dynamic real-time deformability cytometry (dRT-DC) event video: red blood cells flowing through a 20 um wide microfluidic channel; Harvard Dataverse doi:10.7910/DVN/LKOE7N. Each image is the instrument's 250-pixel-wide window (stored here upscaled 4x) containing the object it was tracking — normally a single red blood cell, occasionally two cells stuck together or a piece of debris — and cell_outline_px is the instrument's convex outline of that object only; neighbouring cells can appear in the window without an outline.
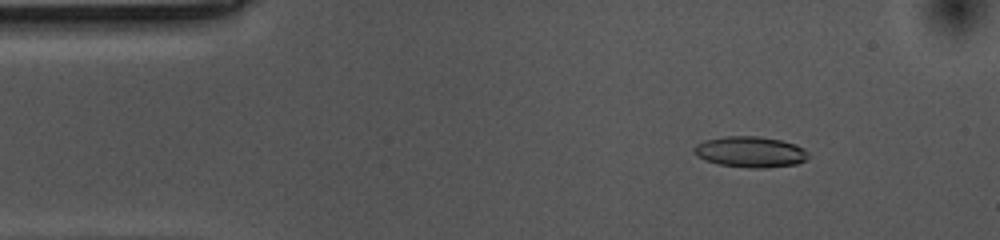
{"species": "common noctule bat (a hibernating species)", "species_latin": "Nyctalus noctula", "temperature_condition": "cold", "stored_images_in_passage": 56, "camera_frame_rate_fps": 3000, "um_per_image_px": 0.085, "animal": {"sex": "female", "body_mass_g": 10.0, "forearm_length_mm": 53.1}, "frame": {"image": 1, "passage_image": 7, "time_ms": 2.0, "image_size_px": [1000, 240], "cell_outline_px": [[808, 156], [804, 160], [796, 164], [764, 168], [748, 168], [720, 164], [704, 160], [696, 156], [692, 152], [692, 148], [696, 144], [704, 140], [724, 136], [760, 136], [780, 140], [796, 144], [804, 148], [808, 152]], "centroid_in_image_um": [63.74, 12.9], "position_along_channel_um": 21.3, "area_um2": 20.75}}
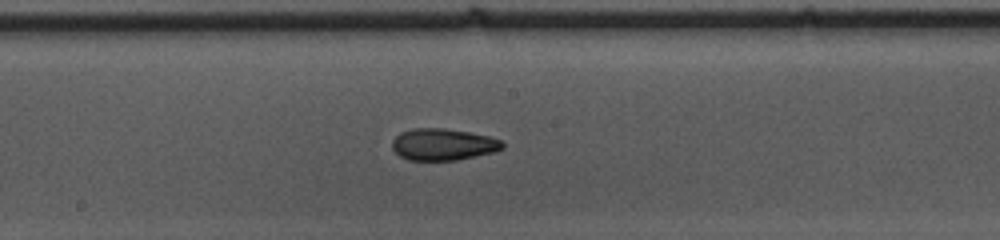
{"frame": {"image": 2, "passage_image": 28, "time_ms": 9.0, "image_size_px": [1000, 240], "cell_outline_px": [[504, 148], [492, 152], [456, 160], [408, 160], [400, 156], [392, 148], [392, 140], [400, 132], [412, 128], [444, 128], [468, 132], [488, 136], [500, 140], [504, 144]], "centroid_in_image_um": [37.62, 12.27], "position_along_channel_um": 210.6, "area_um2": 20.29}}
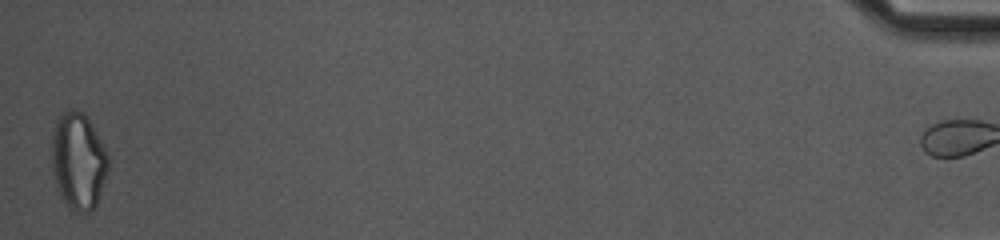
{"frame": {"image": 3, "passage_image": 55, "time_ms": 18.0, "image_size_px": [1000, 240], "cell_outline_px": [[108, 168], [100, 196], [96, 208], [88, 212], [76, 212], [68, 208], [60, 192], [52, 168], [52, 132], [56, 120], [64, 112], [80, 112], [88, 120], [104, 148], [108, 156]], "centroid_in_image_um": [6.66, 13.76], "position_along_channel_um": 428.5, "area_um2": 31.1}, "authors_computed_cell_mechanics": {"area_um2": 20.6924, "velocity_mm_per_s": 3.5486, "shape_relaxation_time_tau1_ms": 6.4574, "shape_relaxation_time_tau2_ms": 3.9966, "deformation_change_tau1": 0.1498, "deformation_change_tau2": 0.1077}}